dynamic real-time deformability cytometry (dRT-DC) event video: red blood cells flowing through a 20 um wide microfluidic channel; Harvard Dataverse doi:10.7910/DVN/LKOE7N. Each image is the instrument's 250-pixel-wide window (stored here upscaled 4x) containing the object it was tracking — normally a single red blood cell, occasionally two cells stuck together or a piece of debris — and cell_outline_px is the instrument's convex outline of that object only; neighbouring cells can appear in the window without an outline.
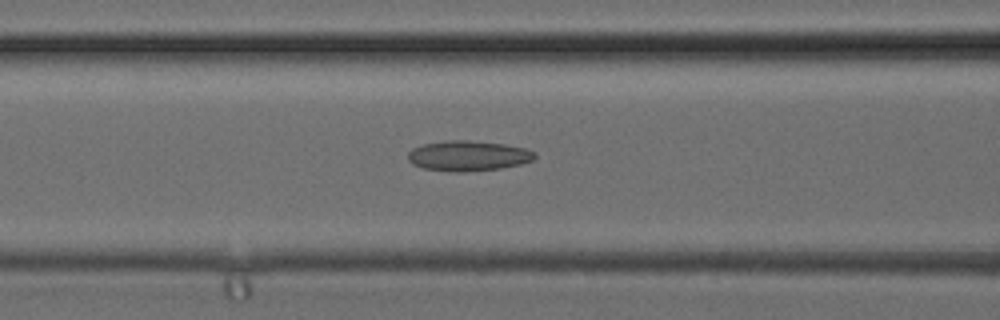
{"species": "common noctule bat (a hibernating species)", "species_latin": "Nyctalus noctula", "temperature_condition": "cold", "stored_images_in_passage": 37, "camera_frame_rate_fps": 3000, "um_per_image_px": 0.085, "animal": {"sex": "female", "body_mass_g": 24.6, "forearm_length_mm": 56.2}, "frame": {"image": 1, "passage_image": 15, "time_ms": 4.667, "image_size_px": [1000, 320], "cell_outline_px": [[536, 156], [532, 160], [520, 164], [500, 168], [464, 172], [452, 172], [424, 168], [412, 164], [408, 160], [408, 152], [412, 148], [424, 144], [444, 140], [468, 140], [504, 144], [524, 148], [536, 152]], "centroid_in_image_um": [39.77, 13.24], "position_along_channel_um": 126.8, "area_um2": 22.37}}
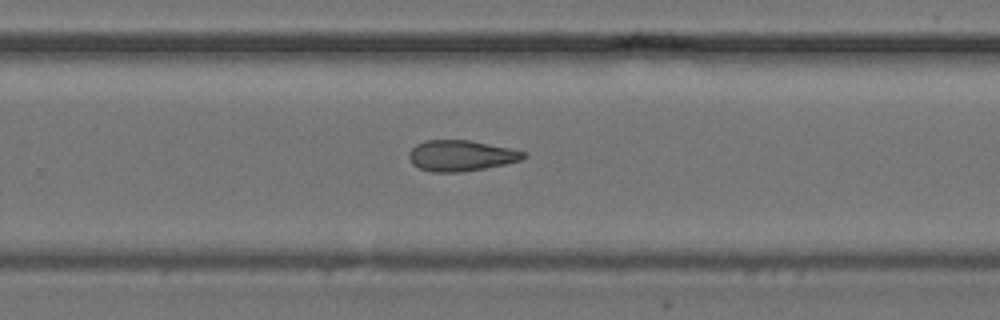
{"frame": {"image": 2, "passage_image": 24, "time_ms": 7.667, "image_size_px": [1000, 320], "cell_outline_px": [[528, 156], [520, 160], [504, 164], [484, 168], [460, 172], [432, 172], [420, 168], [412, 164], [408, 156], [408, 152], [416, 144], [428, 140], [468, 140], [508, 148], [524, 152]], "centroid_in_image_um": [39.14, 13.23], "position_along_channel_um": 290.7, "area_um2": 20.35}}
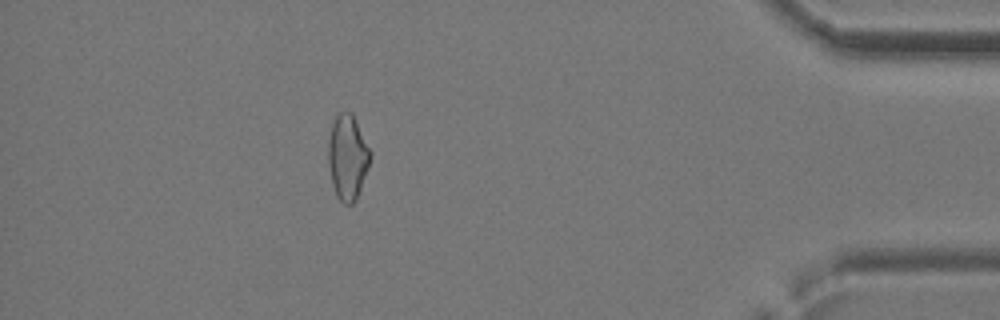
{"frame": {"image": 3, "passage_image": 33, "time_ms": 10.667, "image_size_px": [1000, 320], "cell_outline_px": [[372, 152], [368, 168], [356, 200], [352, 204], [344, 204], [336, 196], [332, 184], [328, 164], [328, 140], [332, 124], [336, 116], [340, 112], [352, 112]], "centroid_in_image_um": [29.54, 13.36], "position_along_channel_um": 405.7, "area_um2": 20.92}}